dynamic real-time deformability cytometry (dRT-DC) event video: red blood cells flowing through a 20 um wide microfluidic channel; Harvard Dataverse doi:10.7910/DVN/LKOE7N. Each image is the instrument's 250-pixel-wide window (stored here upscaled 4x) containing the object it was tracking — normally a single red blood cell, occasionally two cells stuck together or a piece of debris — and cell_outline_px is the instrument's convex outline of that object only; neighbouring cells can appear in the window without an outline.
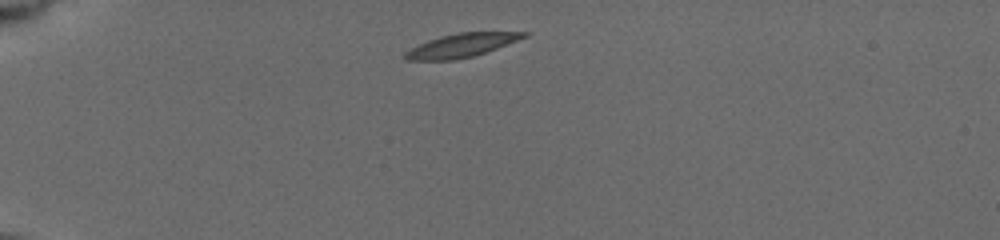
{"species": "common noctule bat (a hibernating species)", "species_latin": "Nyctalus noctula", "temperature_condition": "cold", "stored_images_in_passage": 2, "camera_frame_rate_fps": 3000, "um_per_image_px": 0.085, "animal": {"sex": "female", "body_mass_g": 19.5, "forearm_length_mm": 54.1}, "frame": {"image": 1, "passage_image": 1, "time_ms": 0.0, "image_size_px": [1000, 240], "cell_outline_px": [[532, 32], [528, 36], [496, 48], [472, 56], [452, 60], [404, 60], [404, 52], [428, 40], [440, 36], [460, 32]], "centroid_in_image_um": [39.22, 3.85], "position_along_channel_um": 45.8, "area_um2": 16.07}}